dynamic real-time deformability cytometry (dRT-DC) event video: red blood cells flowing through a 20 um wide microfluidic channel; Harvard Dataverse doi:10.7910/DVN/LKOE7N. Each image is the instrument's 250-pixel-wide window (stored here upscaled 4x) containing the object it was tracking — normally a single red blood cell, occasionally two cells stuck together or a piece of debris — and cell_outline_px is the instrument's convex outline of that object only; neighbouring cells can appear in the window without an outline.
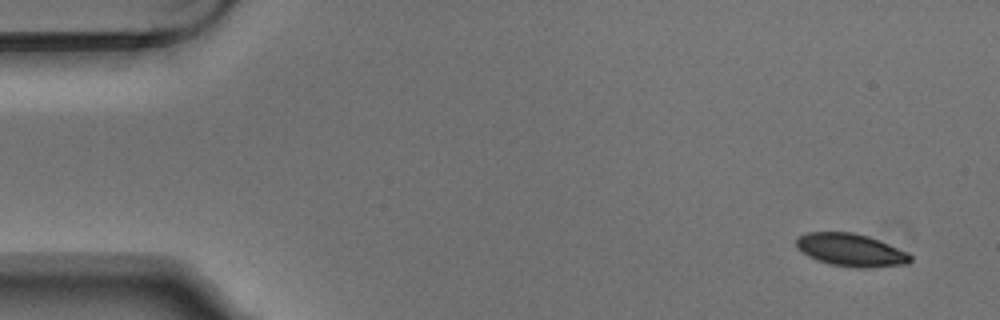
{"species": "Egyptian fruit bat (a non-hibernating species)", "species_latin": "Rousettus aegyptiacus", "temperature_condition": "warm", "stored_images_in_passage": 6, "camera_frame_rate_fps": 3000, "um_per_image_px": 0.085, "animal": {"sex": "male"}, "frame": {"image": 1, "passage_image": 1, "time_ms": 0.0, "image_size_px": [1000, 320], "cell_outline_px": [[912, 260], [908, 264], [868, 268], [856, 268], [832, 264], [816, 260], [808, 256], [796, 248], [796, 236], [804, 232], [852, 232], [868, 236], [908, 252], [912, 256]], "centroid_in_image_um": [72.3, 21.25], "position_along_channel_um": 12.7, "area_um2": 21.96}}
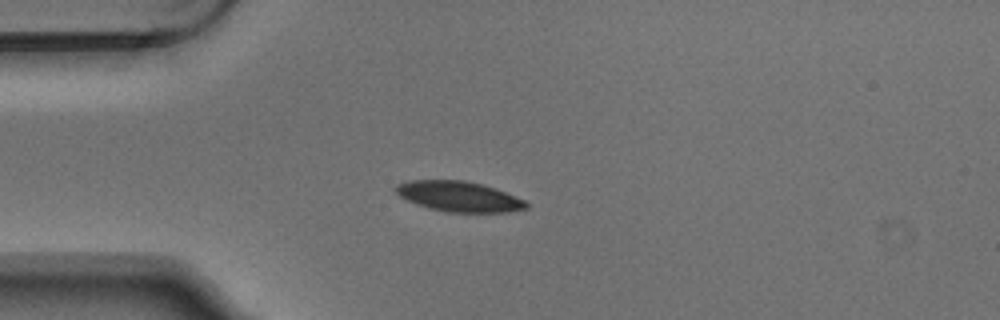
{"frame": {"image": 2, "passage_image": 4, "time_ms": 1.0, "image_size_px": [1000, 320], "cell_outline_px": [[528, 208], [508, 212], [448, 212], [428, 208], [416, 204], [400, 196], [392, 188], [396, 184], [408, 180], [464, 180], [496, 188], [524, 200], [528, 204]], "centroid_in_image_um": [38.98, 16.69], "position_along_channel_um": 46.0, "area_um2": 23.06}}
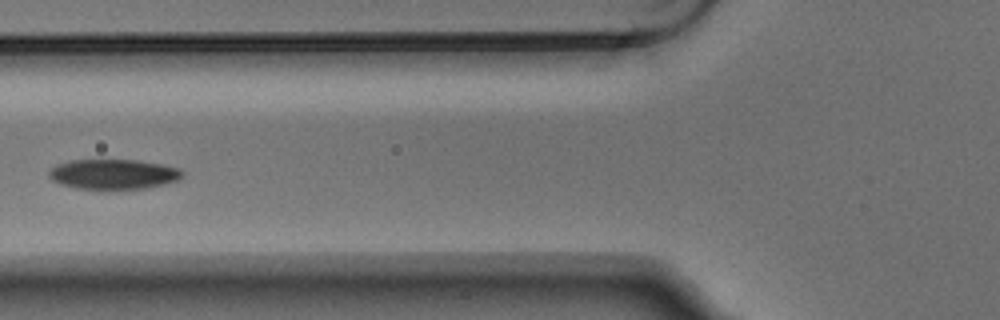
{"frame": {"image": 3, "passage_image": 6, "time_ms": 1.667, "image_size_px": [1000, 320], "cell_outline_px": [[184, 176], [180, 180], [164, 184], [144, 188], [76, 188], [60, 184], [52, 180], [48, 176], [48, 172], [56, 164], [72, 160], [136, 160], [164, 164], [180, 168], [184, 172]], "centroid_in_image_um": [9.68, 14.79], "position_along_channel_um": 116.1, "area_um2": 23.29}}